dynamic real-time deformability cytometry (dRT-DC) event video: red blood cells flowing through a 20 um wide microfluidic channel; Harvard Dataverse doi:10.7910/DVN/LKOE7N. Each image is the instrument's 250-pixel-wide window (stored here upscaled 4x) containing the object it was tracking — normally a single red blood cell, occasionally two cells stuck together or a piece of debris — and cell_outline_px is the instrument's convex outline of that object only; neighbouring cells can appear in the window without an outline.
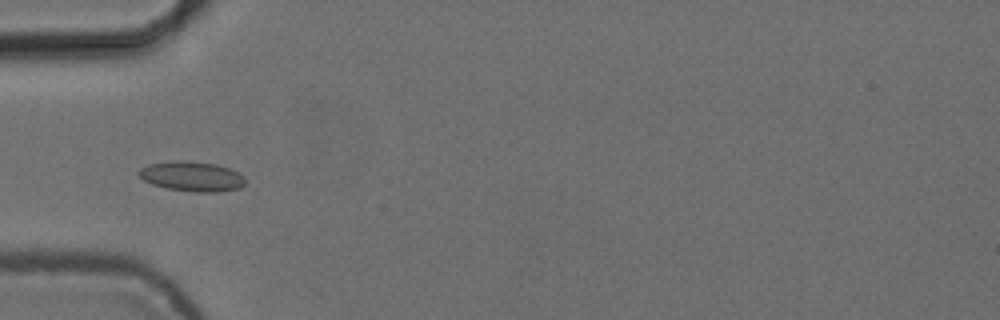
{"species": "common noctule bat (a hibernating species)", "species_latin": "Nyctalus noctula", "temperature_condition": "cold", "stored_images_in_passage": 9, "camera_frame_rate_fps": 3000, "um_per_image_px": 0.085, "animal": {"sex": "female", "body_mass_g": 24.6, "forearm_length_mm": 56.2}, "frame": {"image": 1, "passage_image": 6, "time_ms": 1.667, "image_size_px": [1000, 320], "cell_outline_px": [[244, 184], [240, 188], [216, 192], [196, 192], [168, 188], [152, 184], [144, 180], [136, 172], [140, 168], [148, 164], [172, 160], [184, 160], [216, 164], [240, 172], [244, 176]], "centroid_in_image_um": [16.3, 14.98], "position_along_channel_um": 68.7, "area_um2": 18.61}}
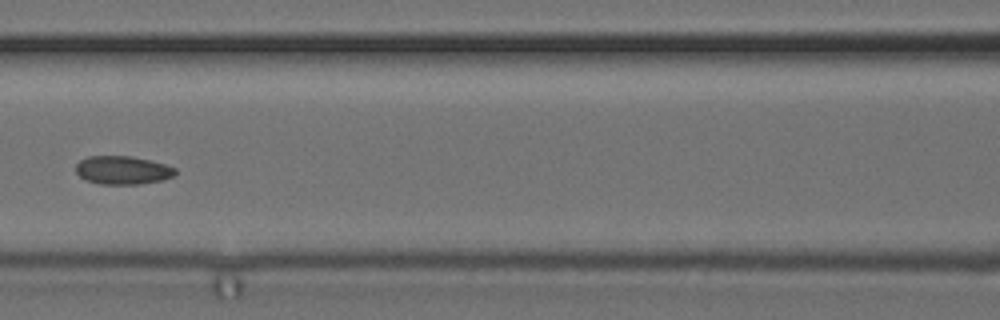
{"frame": {"image": 2, "passage_image": 8, "time_ms": 2.333, "image_size_px": [1000, 320], "cell_outline_px": [[176, 172], [172, 176], [164, 180], [140, 184], [100, 184], [84, 180], [76, 172], [76, 164], [80, 160], [88, 156], [132, 156], [152, 160], [176, 168]], "centroid_in_image_um": [10.42, 14.46], "position_along_channel_um": 156.2, "area_um2": 16.59}}
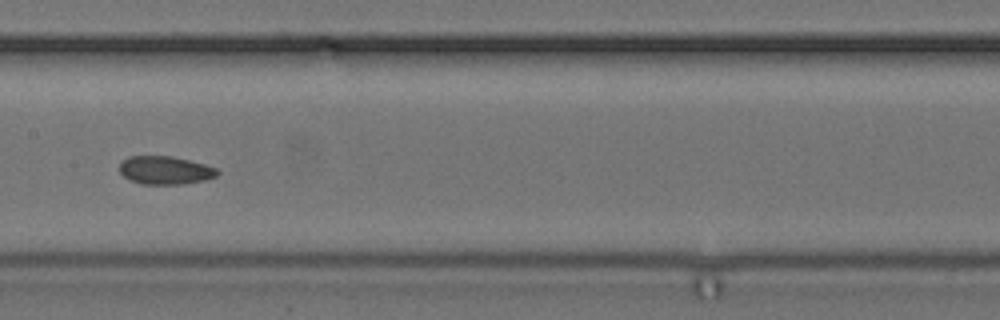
{"frame": {"image": 3, "passage_image": 9, "time_ms": 2.667, "image_size_px": [1000, 320], "cell_outline_px": [[220, 172], [216, 176], [204, 180], [184, 184], [140, 184], [128, 180], [120, 172], [120, 164], [128, 156], [172, 156], [204, 164], [216, 168]], "centroid_in_image_um": [14.03, 14.48], "position_along_channel_um": 193.4, "area_um2": 16.07}}